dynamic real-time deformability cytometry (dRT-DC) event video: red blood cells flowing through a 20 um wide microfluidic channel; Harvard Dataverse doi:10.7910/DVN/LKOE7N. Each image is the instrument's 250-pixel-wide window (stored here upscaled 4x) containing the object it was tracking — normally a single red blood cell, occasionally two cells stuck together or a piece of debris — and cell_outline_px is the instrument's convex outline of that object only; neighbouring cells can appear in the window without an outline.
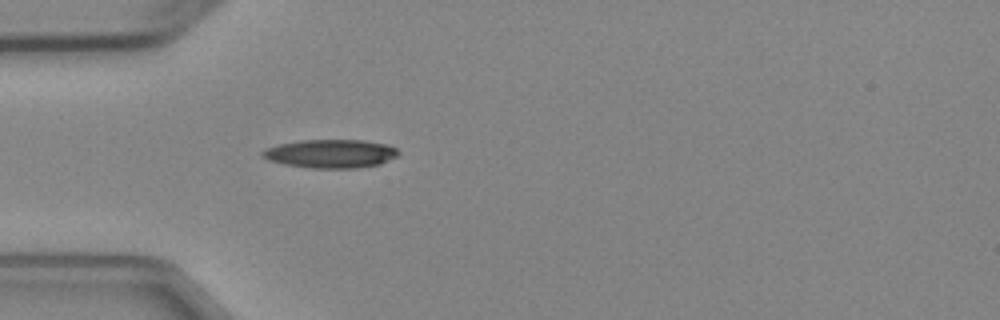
{"species": "Egyptian fruit bat (a non-hibernating species)", "species_latin": "Rousettus aegyptiacus", "temperature_condition": "cold", "stored_images_in_passage": 1, "camera_frame_rate_fps": 3000, "um_per_image_px": 0.085, "animal": {"sex": "female"}, "frame": {"image": 1, "passage_image": 1, "time_ms": 0.0, "image_size_px": [1000, 320], "cell_outline_px": [[400, 152], [396, 156], [380, 164], [356, 168], [312, 168], [284, 164], [268, 160], [260, 156], [260, 152], [264, 148], [280, 144], [300, 140], [364, 140], [388, 144], [396, 148]], "centroid_in_image_um": [28.08, 13.05], "position_along_channel_um": 56.9, "area_um2": 22.72}}